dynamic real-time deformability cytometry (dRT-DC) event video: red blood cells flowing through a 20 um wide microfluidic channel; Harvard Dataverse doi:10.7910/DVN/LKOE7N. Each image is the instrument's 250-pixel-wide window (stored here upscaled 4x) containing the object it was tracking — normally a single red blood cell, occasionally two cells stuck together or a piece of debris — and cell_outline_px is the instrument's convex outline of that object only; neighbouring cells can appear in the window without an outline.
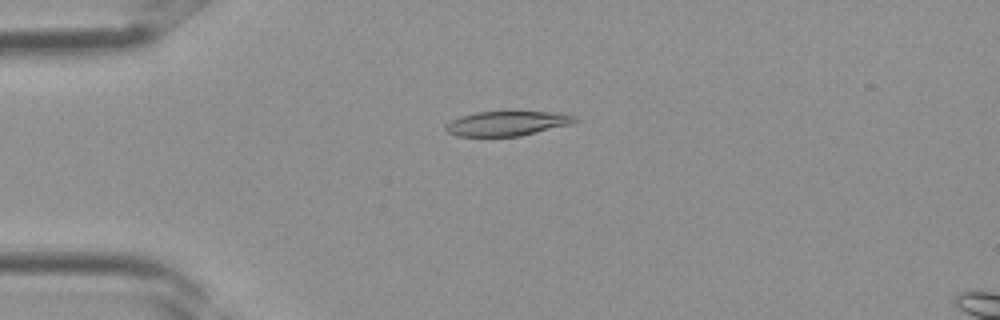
{"species": "Egyptian fruit bat (a non-hibernating species)", "species_latin": "Rousettus aegyptiacus", "temperature_condition": "room temperature", "stored_images_in_passage": 3, "camera_frame_rate_fps": 3000, "um_per_image_px": 0.085, "frame": {"image": 1, "passage_image": 2, "time_ms": 0.333, "image_size_px": [1000, 320], "cell_outline_px": [[580, 120], [572, 124], [520, 136], [456, 136], [448, 132], [444, 128], [444, 124], [460, 116], [476, 112], [512, 108], [564, 112], [576, 116]], "centroid_in_image_um": [43.19, 10.42], "position_along_channel_um": 41.8, "area_um2": 20.0}}
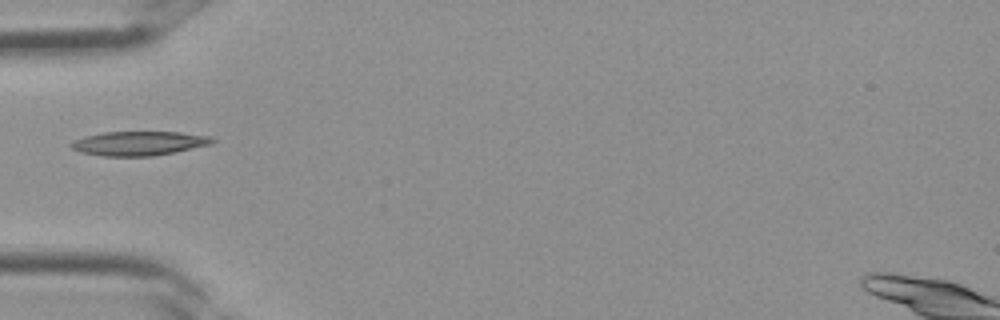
{"frame": {"image": 2, "passage_image": 3, "time_ms": 0.667, "image_size_px": [1000, 320], "cell_outline_px": [[216, 140], [212, 144], [176, 152], [152, 156], [100, 156], [80, 152], [72, 148], [68, 144], [72, 140], [84, 136], [104, 132], [180, 132], [212, 136]], "centroid_in_image_um": [11.8, 12.18], "position_along_channel_um": 73.2, "area_um2": 20.17}}